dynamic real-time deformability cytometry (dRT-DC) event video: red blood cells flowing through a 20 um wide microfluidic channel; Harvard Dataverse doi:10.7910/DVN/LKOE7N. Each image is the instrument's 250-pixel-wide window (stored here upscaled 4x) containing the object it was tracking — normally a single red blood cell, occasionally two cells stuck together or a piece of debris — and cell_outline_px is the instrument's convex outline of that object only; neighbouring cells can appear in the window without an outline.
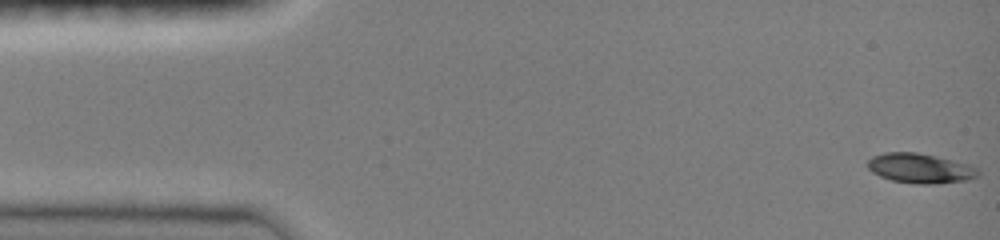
{"species": "common noctule bat (a hibernating species)", "species_latin": "Nyctalus noctula", "temperature_condition": "room temperature", "stored_images_in_passage": 19, "camera_frame_rate_fps": 3000, "um_per_image_px": 0.085, "animal": {"sex": "female", "body_mass_g": 19.0, "forearm_length_mm": 51.5}, "frame": {"image": 1, "passage_image": 1, "time_ms": 0.0, "image_size_px": [1000, 240], "cell_outline_px": [[980, 172], [976, 176], [964, 180], [928, 184], [924, 184], [892, 180], [880, 176], [872, 172], [868, 168], [868, 160], [872, 156], [884, 152], [916, 152], [936, 156], [968, 164], [980, 168]], "centroid_in_image_um": [78.2, 14.28], "position_along_channel_um": 6.8, "area_um2": 18.9}}
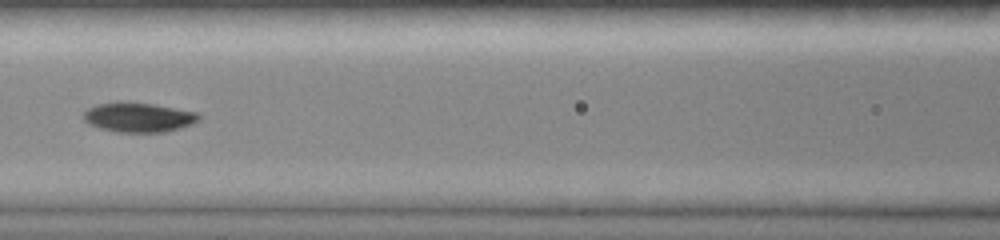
{"frame": {"image": 2, "passage_image": 11, "time_ms": 3.333, "image_size_px": [1000, 240], "cell_outline_px": [[200, 120], [192, 124], [180, 128], [164, 132], [116, 132], [100, 128], [88, 124], [84, 120], [84, 112], [88, 108], [96, 104], [120, 100], [152, 104], [196, 112], [200, 116]], "centroid_in_image_um": [11.74, 9.96], "position_along_channel_um": 154.9, "area_um2": 20.06}}
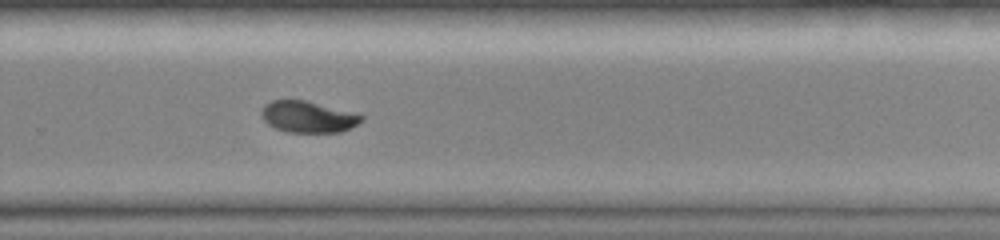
{"frame": {"image": 3, "passage_image": 19, "time_ms": 6.0, "image_size_px": [1000, 240], "cell_outline_px": [[364, 120], [340, 132], [288, 132], [276, 128], [268, 124], [264, 120], [260, 112], [264, 104], [272, 100], [304, 100], [356, 112], [364, 116]], "centroid_in_image_um": [26.19, 9.92], "position_along_channel_um": 303.6, "area_um2": 18.32}}